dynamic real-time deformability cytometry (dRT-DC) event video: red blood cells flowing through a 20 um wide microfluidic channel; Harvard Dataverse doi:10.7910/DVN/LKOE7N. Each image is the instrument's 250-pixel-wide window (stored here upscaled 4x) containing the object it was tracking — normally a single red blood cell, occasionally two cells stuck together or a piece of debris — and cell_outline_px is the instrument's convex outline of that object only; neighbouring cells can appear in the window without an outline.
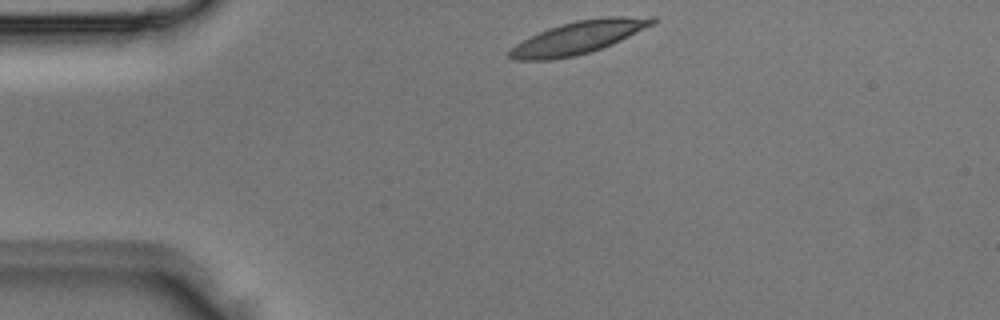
{"species": "Egyptian fruit bat (a non-hibernating species)", "species_latin": "Rousettus aegyptiacus", "temperature_condition": "room temperature", "stored_images_in_passage": 3, "camera_frame_rate_fps": 3000, "um_per_image_px": 0.085, "animal": {"sex": "male"}, "frame": {"image": 1, "passage_image": 1, "time_ms": 0.0, "image_size_px": [1000, 320], "cell_outline_px": [[660, 20], [656, 24], [612, 44], [588, 52], [572, 56], [552, 60], [516, 60], [508, 56], [508, 52], [516, 44], [548, 28], [560, 24], [576, 20], [608, 16], [656, 16]], "centroid_in_image_um": [49.26, 3.15], "position_along_channel_um": 35.7, "area_um2": 27.22}}